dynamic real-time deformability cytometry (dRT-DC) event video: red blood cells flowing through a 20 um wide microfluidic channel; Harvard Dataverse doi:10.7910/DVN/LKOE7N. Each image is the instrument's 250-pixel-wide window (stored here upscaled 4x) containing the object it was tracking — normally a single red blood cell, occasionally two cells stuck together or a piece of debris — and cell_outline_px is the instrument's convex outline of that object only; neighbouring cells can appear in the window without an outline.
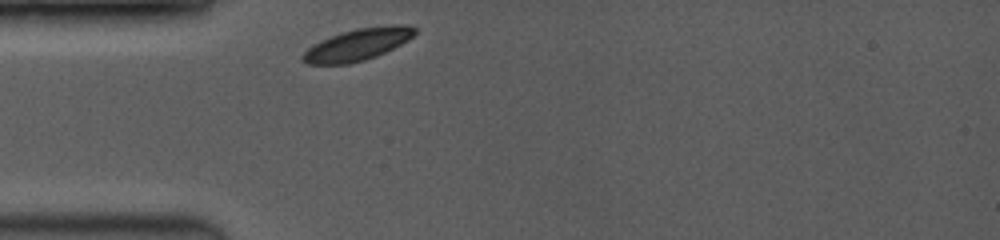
{"species": "common noctule bat (a hibernating species)", "species_latin": "Nyctalus noctula", "temperature_condition": "room temperature", "stored_images_in_passage": 1, "camera_frame_rate_fps": 3500, "um_per_image_px": 0.085, "animal": {"sex": "female", "body_mass_g": 19.0, "forearm_length_mm": 53.3}, "frame": {"image": 1, "passage_image": 1, "time_ms": 0.0, "image_size_px": [1000, 240], "cell_outline_px": [[416, 32], [408, 40], [376, 56], [364, 60], [348, 64], [304, 64], [300, 60], [300, 56], [312, 44], [320, 40], [340, 32], [356, 28], [396, 24], [408, 24], [416, 28]], "centroid_in_image_um": [30.35, 3.78], "position_along_channel_um": 54.6, "area_um2": 20.98}}